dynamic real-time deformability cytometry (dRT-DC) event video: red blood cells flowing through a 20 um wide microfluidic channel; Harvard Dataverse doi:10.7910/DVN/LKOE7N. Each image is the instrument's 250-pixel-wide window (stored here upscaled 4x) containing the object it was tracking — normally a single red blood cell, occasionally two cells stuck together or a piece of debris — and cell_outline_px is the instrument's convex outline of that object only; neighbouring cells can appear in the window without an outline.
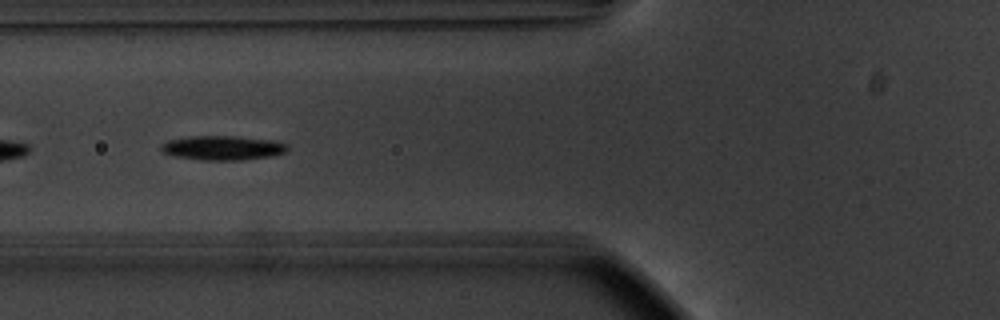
{"species": "common noctule bat (a hibernating species)", "species_latin": "Nyctalus noctula", "temperature_condition": "warm", "stored_images_in_passage": 39, "camera_frame_rate_fps": 3000, "um_per_image_px": 0.085, "animal": {"sex": "male", "body_mass_g": 20.1, "forearm_length_mm": 53.5}, "frame": {"image": 1, "passage_image": 6, "time_ms": 1.667, "image_size_px": [1000, 320], "cell_outline_px": [[288, 148], [284, 152], [272, 156], [244, 160], [200, 160], [172, 156], [164, 152], [160, 148], [160, 144], [168, 140], [192, 136], [232, 136], [272, 140], [288, 144]], "centroid_in_image_um": [18.9, 12.57], "position_along_channel_um": 106.9, "area_um2": 17.98}}
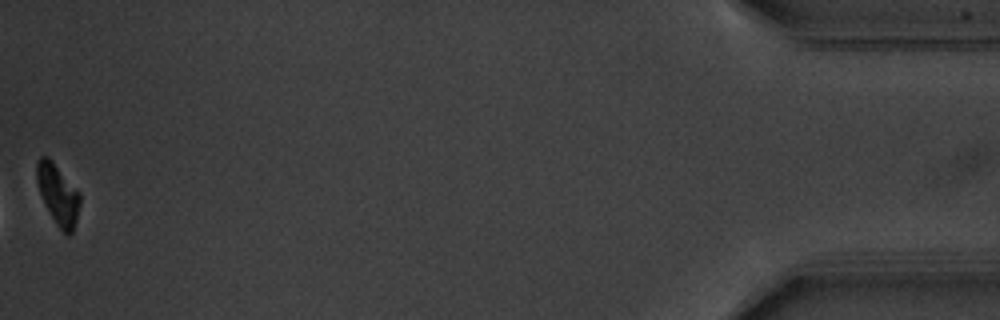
{"frame": {"image": 2, "passage_image": 39, "time_ms": 12.667, "image_size_px": [1000, 320], "cell_outline_px": [[80, 204], [76, 220], [72, 232], [68, 236], [56, 224], [40, 192], [36, 180], [36, 160], [40, 156], [48, 156], [52, 160], [80, 192]], "centroid_in_image_um": [4.93, 16.47], "position_along_channel_um": 430.3, "area_um2": 15.03}, "authors_computed_cell_mechanics": {"area_um2": 16.762, "velocity_mm_per_s": 3.7253, "shape_relaxation_time_tau1_ms": 1.8256, "shape_relaxation_time_tau2_ms": null, "deformation_change_tau1": 0.1284, "deformation_change_tau2": null}}